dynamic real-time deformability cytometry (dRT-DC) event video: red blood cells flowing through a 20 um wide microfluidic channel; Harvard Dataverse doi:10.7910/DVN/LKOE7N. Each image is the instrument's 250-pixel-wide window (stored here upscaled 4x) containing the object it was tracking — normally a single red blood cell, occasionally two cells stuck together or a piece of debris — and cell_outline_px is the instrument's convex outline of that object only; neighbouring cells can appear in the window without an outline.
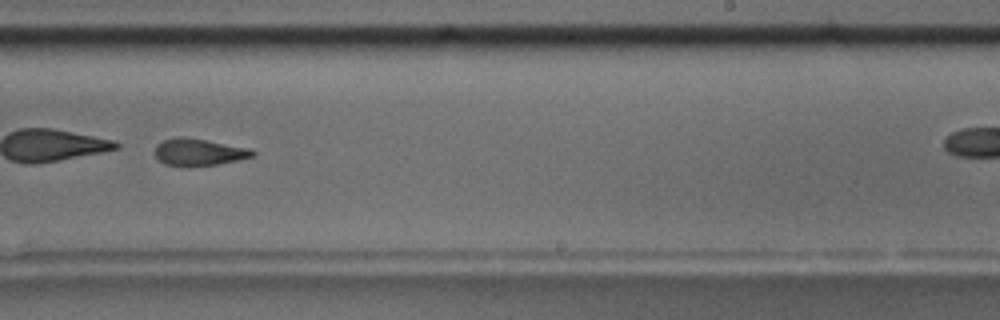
{"species": "common noctule bat (a hibernating species)", "species_latin": "Nyctalus noctula", "temperature_condition": "room temperature", "stored_images_in_passage": 9, "camera_frame_rate_fps": 3000, "um_per_image_px": 0.085, "animal": {"sex": "male", "body_mass_g": 17.5, "forearm_length_mm": 52.3}, "frame": {"image": 1, "passage_image": 6, "time_ms": 1.667, "image_size_px": [1000, 320], "cell_outline_px": [[256, 156], [240, 160], [216, 164], [164, 164], [156, 156], [156, 144], [164, 140], [176, 136], [184, 136], [252, 148], [256, 152]], "centroid_in_image_um": [16.98, 12.88], "position_along_channel_um": 272.0, "area_um2": 15.09}}